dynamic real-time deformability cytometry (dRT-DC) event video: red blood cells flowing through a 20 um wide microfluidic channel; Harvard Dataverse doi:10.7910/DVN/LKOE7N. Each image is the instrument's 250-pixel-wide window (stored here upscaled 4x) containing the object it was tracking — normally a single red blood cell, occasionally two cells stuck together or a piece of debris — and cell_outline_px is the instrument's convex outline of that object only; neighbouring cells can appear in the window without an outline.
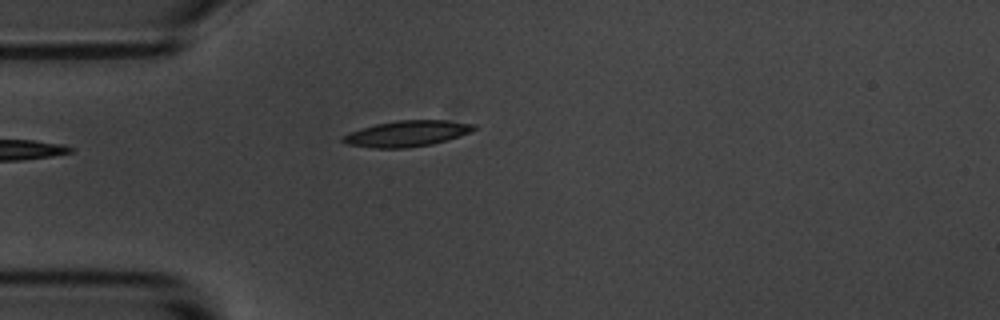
{"species": "common noctule bat (a hibernating species)", "species_latin": "Nyctalus noctula", "temperature_condition": "room temperature", "stored_images_in_passage": 4, "camera_frame_rate_fps": 3000, "um_per_image_px": 0.085, "animal": {"sex": "male", "body_mass_g": 20.1, "forearm_length_mm": 53.5}, "frame": {"image": 1, "passage_image": 4, "time_ms": 4.333, "image_size_px": [1000, 320], "cell_outline_px": [[476, 128], [472, 132], [448, 140], [432, 144], [408, 148], [376, 148], [348, 144], [340, 140], [340, 136], [376, 124], [396, 120], [444, 120], [476, 124]], "centroid_in_image_um": [34.63, 11.35], "position_along_channel_um": 50.4, "area_um2": 19.77}}